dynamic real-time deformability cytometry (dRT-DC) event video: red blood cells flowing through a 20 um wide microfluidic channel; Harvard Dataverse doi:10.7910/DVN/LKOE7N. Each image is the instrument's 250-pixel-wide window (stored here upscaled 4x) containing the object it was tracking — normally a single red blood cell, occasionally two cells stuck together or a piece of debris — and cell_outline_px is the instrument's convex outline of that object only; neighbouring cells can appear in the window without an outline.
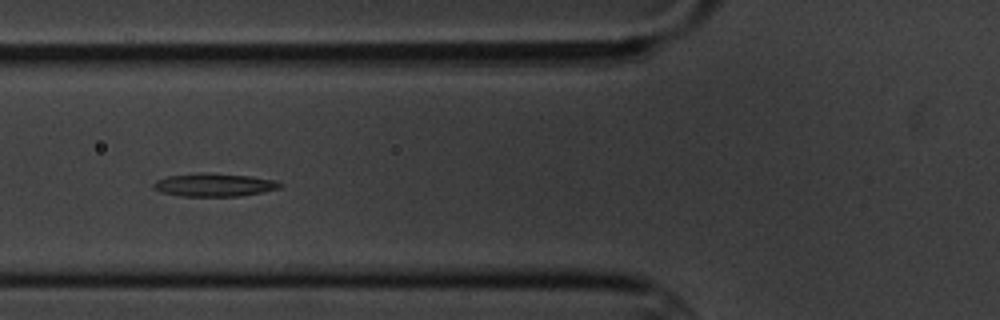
{"species": "common noctule bat (a hibernating species)", "species_latin": "Nyctalus noctula", "temperature_condition": "cold", "stored_images_in_passage": 6, "camera_frame_rate_fps": 3000, "um_per_image_px": 0.085, "animal": {"sex": "male", "body_mass_g": 20.1, "forearm_length_mm": 53.5}, "frame": {"image": 1, "passage_image": 3, "time_ms": 2.333, "image_size_px": [1000, 320], "cell_outline_px": [[284, 184], [280, 188], [240, 196], [180, 196], [160, 192], [152, 188], [152, 184], [156, 180], [168, 176], [204, 172], [252, 176], [276, 180]], "centroid_in_image_um": [18.19, 15.71], "position_along_channel_um": 107.6, "area_um2": 17.17}}
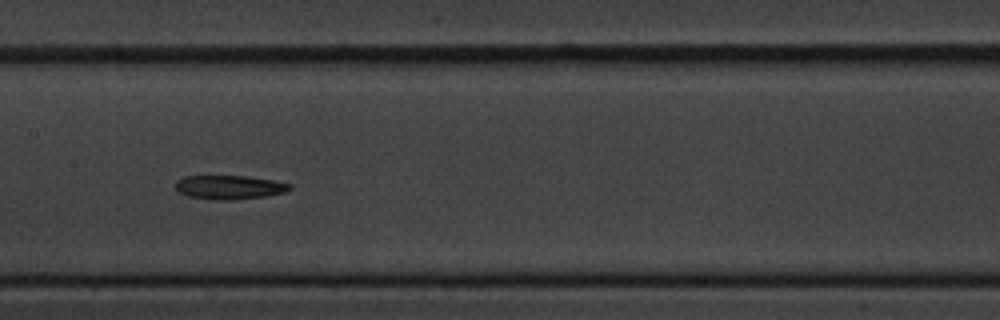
{"frame": {"image": 2, "passage_image": 5, "time_ms": 4.667, "image_size_px": [1000, 320], "cell_outline_px": [[292, 188], [284, 192], [264, 196], [232, 200], [212, 200], [188, 196], [180, 192], [176, 188], [176, 180], [184, 176], [248, 176], [272, 180], [292, 184]], "centroid_in_image_um": [19.49, 15.91], "position_along_channel_um": 187.9, "area_um2": 15.9}}
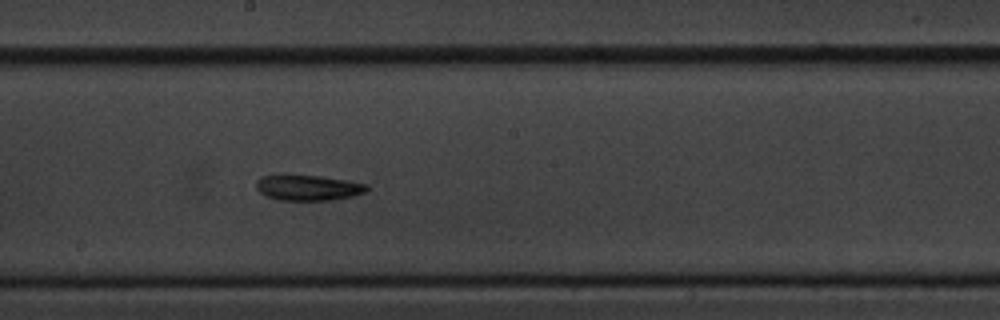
{"frame": {"image": 3, "passage_image": 6, "time_ms": 5.667, "image_size_px": [1000, 320], "cell_outline_px": [[368, 188], [364, 192], [352, 196], [332, 200], [276, 200], [260, 192], [256, 188], [256, 180], [260, 176], [284, 172], [320, 176], [348, 180], [368, 184]], "centroid_in_image_um": [26.11, 15.91], "position_along_channel_um": 222.1, "area_um2": 17.11}}